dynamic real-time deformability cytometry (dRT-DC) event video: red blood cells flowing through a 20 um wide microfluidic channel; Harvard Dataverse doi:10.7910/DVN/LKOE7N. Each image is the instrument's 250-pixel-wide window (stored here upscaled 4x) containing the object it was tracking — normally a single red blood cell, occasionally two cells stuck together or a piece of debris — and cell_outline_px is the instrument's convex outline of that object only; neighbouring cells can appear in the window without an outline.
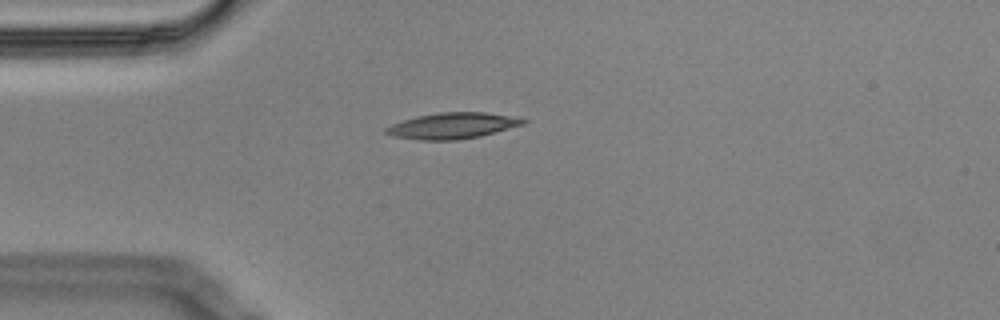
{"species": "Egyptian fruit bat (a non-hibernating species)", "species_latin": "Rousettus aegyptiacus", "temperature_condition": "cold", "stored_images_in_passage": 5, "camera_frame_rate_fps": 3000, "um_per_image_px": 0.085, "animal": {"sex": "male"}, "frame": {"image": 1, "passage_image": 5, "time_ms": 1.333, "image_size_px": [1000, 320], "cell_outline_px": [[528, 120], [524, 124], [480, 136], [456, 140], [420, 140], [392, 136], [384, 132], [384, 128], [392, 124], [416, 116], [440, 112], [484, 112]], "centroid_in_image_um": [38.4, 10.69], "position_along_channel_um": 46.6, "area_um2": 20.52}}